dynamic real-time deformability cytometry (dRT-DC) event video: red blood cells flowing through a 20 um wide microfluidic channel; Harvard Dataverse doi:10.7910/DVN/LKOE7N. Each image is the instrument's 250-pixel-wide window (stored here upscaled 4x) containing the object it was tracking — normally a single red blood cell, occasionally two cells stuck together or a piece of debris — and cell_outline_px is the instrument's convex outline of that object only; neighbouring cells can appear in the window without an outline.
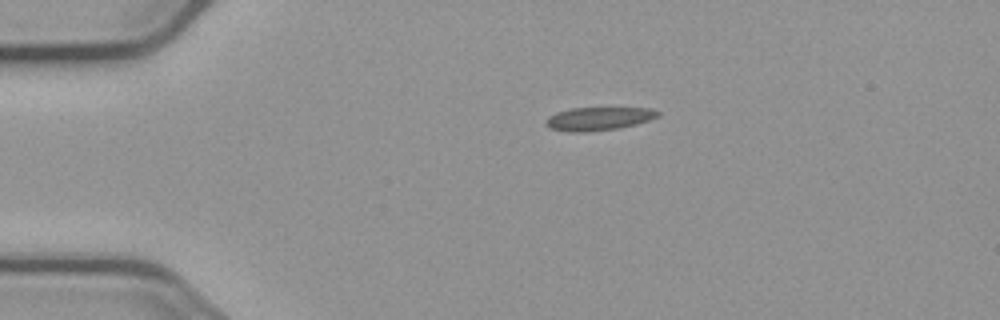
{"species": "common noctule bat (a hibernating species)", "species_latin": "Nyctalus noctula", "temperature_condition": "cold", "stored_images_in_passage": 4, "camera_frame_rate_fps": 3000, "um_per_image_px": 0.085, "animal": {"sex": "male", "body_mass_g": 23.1, "forearm_length_mm": 52.7}, "frame": {"image": 1, "passage_image": 1, "time_ms": 0.0, "image_size_px": [1000, 320], "cell_outline_px": [[660, 116], [636, 124], [616, 128], [584, 132], [568, 132], [548, 128], [548, 116], [556, 112], [572, 108], [648, 108], [660, 112]], "centroid_in_image_um": [50.88, 10.08], "position_along_channel_um": 34.1, "area_um2": 14.97}}
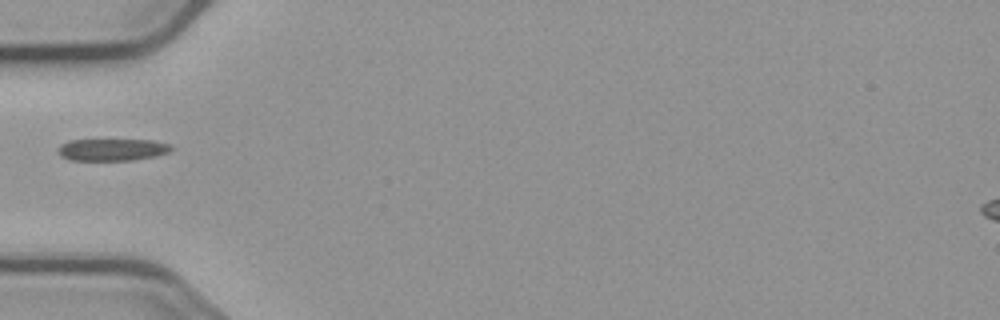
{"frame": {"image": 2, "passage_image": 3, "time_ms": 2.333, "image_size_px": [1000, 320], "cell_outline_px": [[172, 148], [168, 152], [156, 156], [132, 160], [72, 160], [60, 156], [60, 144], [68, 140], [152, 140], [168, 144]], "centroid_in_image_um": [9.53, 12.72], "position_along_channel_um": 75.5, "area_um2": 14.33}}
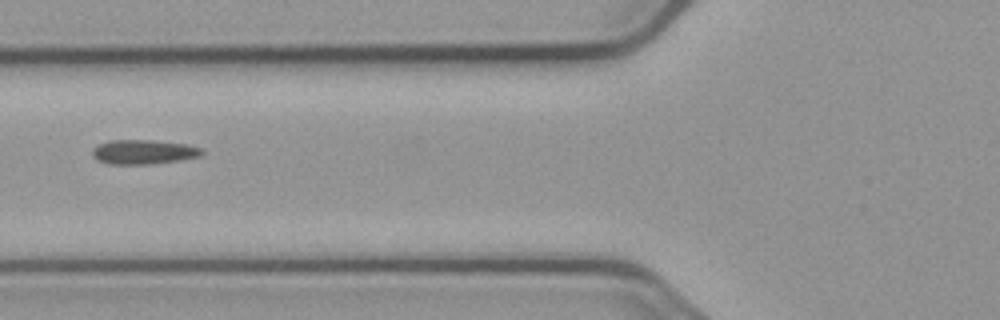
{"frame": {"image": 3, "passage_image": 4, "time_ms": 3.333, "image_size_px": [1000, 320], "cell_outline_px": [[204, 152], [200, 156], [180, 160], [152, 164], [108, 164], [96, 160], [92, 156], [92, 148], [108, 140], [152, 140], [188, 144], [200, 148]], "centroid_in_image_um": [12.17, 12.91], "position_along_channel_um": 113.6, "area_um2": 15.72}}